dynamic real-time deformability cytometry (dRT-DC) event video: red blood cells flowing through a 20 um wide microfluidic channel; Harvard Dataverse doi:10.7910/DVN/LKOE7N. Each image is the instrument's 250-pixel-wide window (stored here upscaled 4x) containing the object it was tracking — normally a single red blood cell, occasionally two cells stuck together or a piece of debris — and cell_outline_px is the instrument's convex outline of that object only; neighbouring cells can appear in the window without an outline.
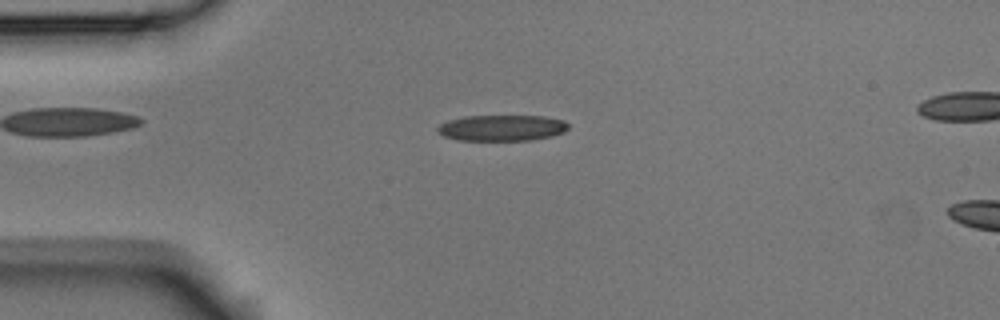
{"species": "Egyptian fruit bat (a non-hibernating species)", "species_latin": "Rousettus aegyptiacus", "temperature_condition": "room temperature", "stored_images_in_passage": 9, "camera_frame_rate_fps": 3000, "um_per_image_px": 0.085, "animal": {"sex": "male"}, "frame": {"image": 1, "passage_image": 2, "time_ms": 0.333, "image_size_px": [1000, 320], "cell_outline_px": [[568, 128], [564, 132], [552, 136], [532, 140], [456, 140], [444, 136], [436, 132], [436, 128], [440, 124], [448, 120], [464, 116], [544, 116], [564, 120], [568, 124]], "centroid_in_image_um": [42.64, 10.87], "position_along_channel_um": 42.4, "area_um2": 19.94}}
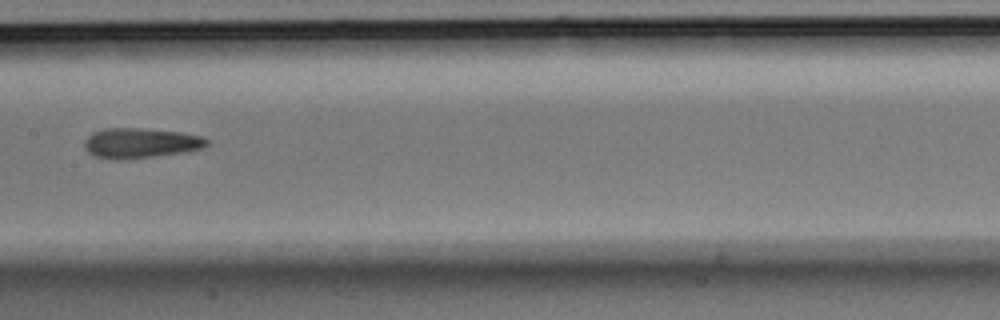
{"frame": {"image": 2, "passage_image": 6, "time_ms": 1.667, "image_size_px": [1000, 320], "cell_outline_px": [[208, 144], [200, 148], [184, 152], [156, 156], [124, 160], [116, 160], [96, 156], [88, 152], [84, 148], [84, 140], [92, 132], [104, 128], [140, 128], [180, 132], [200, 136], [208, 140]], "centroid_in_image_um": [11.89, 12.16], "position_along_channel_um": 195.5, "area_um2": 21.44}}
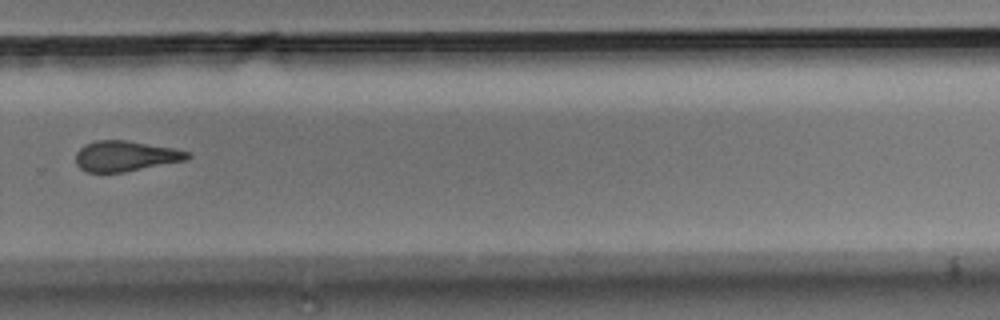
{"frame": {"image": 3, "passage_image": 9, "time_ms": 2.667, "image_size_px": [1000, 320], "cell_outline_px": [[192, 156], [188, 160], [124, 172], [84, 172], [76, 164], [76, 152], [84, 144], [96, 140], [124, 140], [176, 148], [192, 152]], "centroid_in_image_um": [10.7, 13.26], "position_along_channel_um": 319.1, "area_um2": 20.11}}